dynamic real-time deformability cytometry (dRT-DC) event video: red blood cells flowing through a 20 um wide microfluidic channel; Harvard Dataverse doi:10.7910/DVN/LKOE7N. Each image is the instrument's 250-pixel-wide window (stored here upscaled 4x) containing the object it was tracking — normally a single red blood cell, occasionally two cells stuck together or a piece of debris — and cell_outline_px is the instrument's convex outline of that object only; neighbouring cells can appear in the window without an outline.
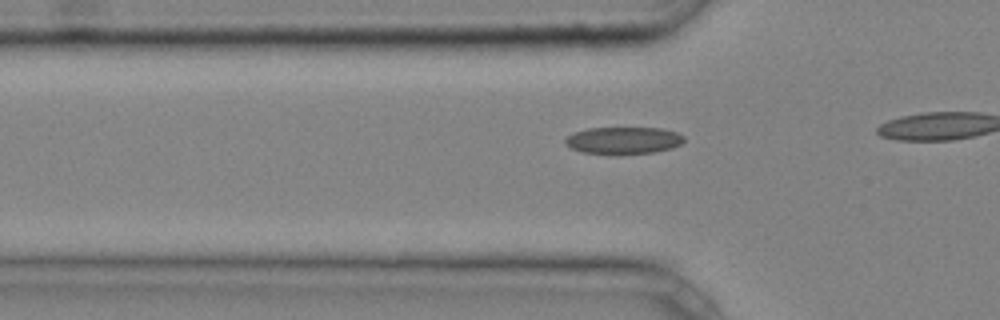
{"species": "common noctule bat (a hibernating species)", "species_latin": "Nyctalus noctula", "temperature_condition": "cold", "stored_images_in_passage": 17, "camera_frame_rate_fps": 3000, "um_per_image_px": 0.085, "animal": {"sex": "male", "body_mass_g": 20.4}, "frame": {"image": 1, "passage_image": 12, "time_ms": 3.667, "image_size_px": [1000, 320], "cell_outline_px": [[684, 140], [680, 144], [672, 148], [652, 152], [616, 156], [584, 152], [572, 148], [564, 144], [564, 140], [568, 136], [576, 132], [588, 128], [664, 128], [676, 132], [684, 136]], "centroid_in_image_um": [52.99, 11.95], "position_along_channel_um": 72.8, "area_um2": 19.02}}